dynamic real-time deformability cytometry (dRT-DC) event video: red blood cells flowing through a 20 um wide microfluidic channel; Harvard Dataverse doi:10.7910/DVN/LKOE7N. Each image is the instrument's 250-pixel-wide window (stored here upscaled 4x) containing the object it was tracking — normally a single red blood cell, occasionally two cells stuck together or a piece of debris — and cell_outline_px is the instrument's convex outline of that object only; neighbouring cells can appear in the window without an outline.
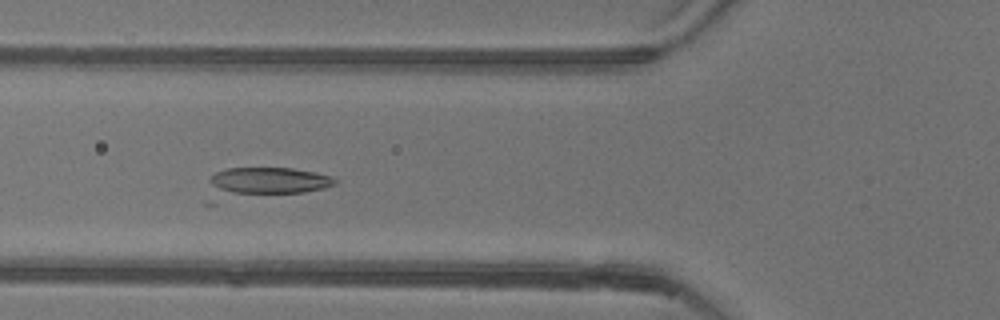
{"species": "common noctule bat (a hibernating species)", "species_latin": "Nyctalus noctula", "temperature_condition": "warm", "stored_images_in_passage": 39, "camera_frame_rate_fps": 3000, "um_per_image_px": 0.085, "animal": {"sex": "female"}, "frame": {"image": 1, "passage_image": 6, "time_ms": 1.667, "image_size_px": [1000, 320], "cell_outline_px": [[336, 184], [324, 188], [304, 192], [220, 192], [208, 180], [216, 172], [228, 168], [292, 168], [316, 172], [332, 176], [336, 180]], "centroid_in_image_um": [22.93, 15.32], "position_along_channel_um": 102.9, "area_um2": 18.9}}
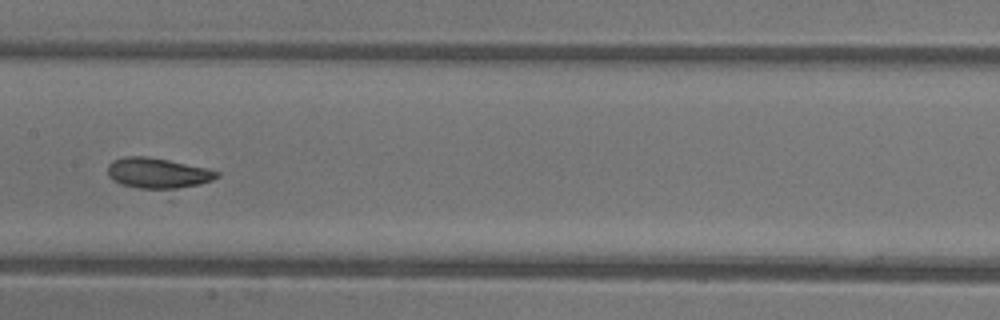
{"frame": {"image": 2, "passage_image": 13, "time_ms": 4.0, "image_size_px": [1000, 320], "cell_outline_px": [[220, 176], [212, 180], [168, 200], [120, 184], [112, 180], [108, 176], [108, 164], [112, 160], [124, 156], [148, 156], [208, 168], [220, 172]], "centroid_in_image_um": [13.5, 14.91], "position_along_channel_um": 193.9, "area_um2": 22.54}}
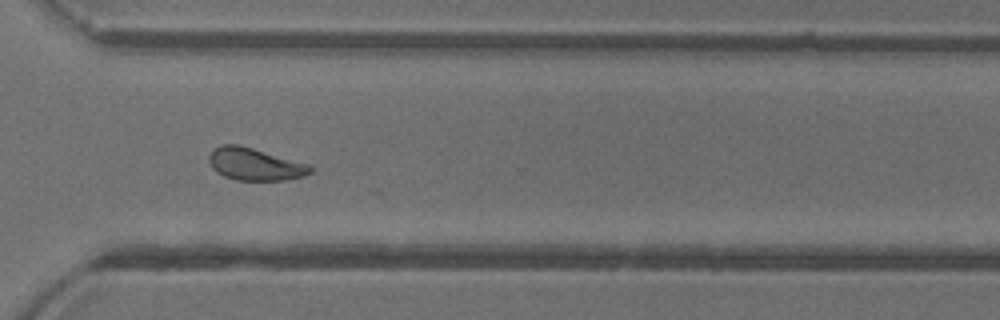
{"frame": {"image": 3, "passage_image": 25, "time_ms": 8.0, "image_size_px": [1000, 320], "cell_outline_px": [[312, 172], [304, 176], [284, 180], [236, 180], [224, 176], [216, 172], [212, 168], [208, 160], [208, 156], [212, 148], [220, 144], [240, 144], [312, 164]], "centroid_in_image_um": [21.67, 13.93], "position_along_channel_um": 348.9, "area_um2": 19.59}}